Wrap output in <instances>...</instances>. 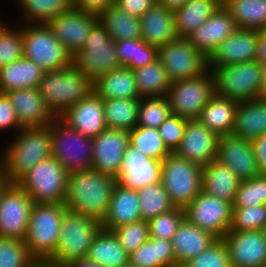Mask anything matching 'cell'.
I'll list each match as a JSON object with an SVG mask.
<instances>
[{"label":"cell","instance_id":"1","mask_svg":"<svg viewBox=\"0 0 266 267\" xmlns=\"http://www.w3.org/2000/svg\"><path fill=\"white\" fill-rule=\"evenodd\" d=\"M115 178L95 169L68 174L65 206L103 222L110 204Z\"/></svg>","mask_w":266,"mask_h":267},{"label":"cell","instance_id":"2","mask_svg":"<svg viewBox=\"0 0 266 267\" xmlns=\"http://www.w3.org/2000/svg\"><path fill=\"white\" fill-rule=\"evenodd\" d=\"M14 137L0 155V166L12 183L36 164L52 156L50 124L45 127L22 128Z\"/></svg>","mask_w":266,"mask_h":267},{"label":"cell","instance_id":"3","mask_svg":"<svg viewBox=\"0 0 266 267\" xmlns=\"http://www.w3.org/2000/svg\"><path fill=\"white\" fill-rule=\"evenodd\" d=\"M102 228V222L67 208L63 214L57 246L45 263L63 267L86 258L92 242Z\"/></svg>","mask_w":266,"mask_h":267},{"label":"cell","instance_id":"4","mask_svg":"<svg viewBox=\"0 0 266 267\" xmlns=\"http://www.w3.org/2000/svg\"><path fill=\"white\" fill-rule=\"evenodd\" d=\"M38 91L51 112L59 117L93 92V82L72 64L64 69L44 72Z\"/></svg>","mask_w":266,"mask_h":267},{"label":"cell","instance_id":"5","mask_svg":"<svg viewBox=\"0 0 266 267\" xmlns=\"http://www.w3.org/2000/svg\"><path fill=\"white\" fill-rule=\"evenodd\" d=\"M65 204L34 203L24 239L30 255L37 262H46L57 246Z\"/></svg>","mask_w":266,"mask_h":267},{"label":"cell","instance_id":"6","mask_svg":"<svg viewBox=\"0 0 266 267\" xmlns=\"http://www.w3.org/2000/svg\"><path fill=\"white\" fill-rule=\"evenodd\" d=\"M68 172L51 156L23 174L15 183L36 204H64Z\"/></svg>","mask_w":266,"mask_h":267},{"label":"cell","instance_id":"7","mask_svg":"<svg viewBox=\"0 0 266 267\" xmlns=\"http://www.w3.org/2000/svg\"><path fill=\"white\" fill-rule=\"evenodd\" d=\"M208 68L215 94L238 102L262 97V65L256 60Z\"/></svg>","mask_w":266,"mask_h":267},{"label":"cell","instance_id":"8","mask_svg":"<svg viewBox=\"0 0 266 267\" xmlns=\"http://www.w3.org/2000/svg\"><path fill=\"white\" fill-rule=\"evenodd\" d=\"M23 56L45 72L69 67L73 56L54 36L48 24H22Z\"/></svg>","mask_w":266,"mask_h":267},{"label":"cell","instance_id":"9","mask_svg":"<svg viewBox=\"0 0 266 267\" xmlns=\"http://www.w3.org/2000/svg\"><path fill=\"white\" fill-rule=\"evenodd\" d=\"M202 168L175 153L162 160L160 182L175 207L184 209L202 191Z\"/></svg>","mask_w":266,"mask_h":267},{"label":"cell","instance_id":"10","mask_svg":"<svg viewBox=\"0 0 266 267\" xmlns=\"http://www.w3.org/2000/svg\"><path fill=\"white\" fill-rule=\"evenodd\" d=\"M73 65L93 83L99 77L121 67L116 54V41L100 21L92 27L84 46L74 54Z\"/></svg>","mask_w":266,"mask_h":267},{"label":"cell","instance_id":"11","mask_svg":"<svg viewBox=\"0 0 266 267\" xmlns=\"http://www.w3.org/2000/svg\"><path fill=\"white\" fill-rule=\"evenodd\" d=\"M52 156L68 174L92 168V138L69 128L58 117L50 123Z\"/></svg>","mask_w":266,"mask_h":267},{"label":"cell","instance_id":"12","mask_svg":"<svg viewBox=\"0 0 266 267\" xmlns=\"http://www.w3.org/2000/svg\"><path fill=\"white\" fill-rule=\"evenodd\" d=\"M214 94V77L208 69L197 77L171 83L167 98L172 114L192 120L199 118Z\"/></svg>","mask_w":266,"mask_h":267},{"label":"cell","instance_id":"13","mask_svg":"<svg viewBox=\"0 0 266 267\" xmlns=\"http://www.w3.org/2000/svg\"><path fill=\"white\" fill-rule=\"evenodd\" d=\"M158 59L171 83L197 77L209 69L208 57L184 37H177L158 48Z\"/></svg>","mask_w":266,"mask_h":267},{"label":"cell","instance_id":"14","mask_svg":"<svg viewBox=\"0 0 266 267\" xmlns=\"http://www.w3.org/2000/svg\"><path fill=\"white\" fill-rule=\"evenodd\" d=\"M233 204L201 191L185 208V218L216 237L222 239L230 230Z\"/></svg>","mask_w":266,"mask_h":267},{"label":"cell","instance_id":"15","mask_svg":"<svg viewBox=\"0 0 266 267\" xmlns=\"http://www.w3.org/2000/svg\"><path fill=\"white\" fill-rule=\"evenodd\" d=\"M34 202L16 183H12L0 201V237L23 240Z\"/></svg>","mask_w":266,"mask_h":267},{"label":"cell","instance_id":"16","mask_svg":"<svg viewBox=\"0 0 266 267\" xmlns=\"http://www.w3.org/2000/svg\"><path fill=\"white\" fill-rule=\"evenodd\" d=\"M222 239L232 267H266L265 230H229Z\"/></svg>","mask_w":266,"mask_h":267},{"label":"cell","instance_id":"17","mask_svg":"<svg viewBox=\"0 0 266 267\" xmlns=\"http://www.w3.org/2000/svg\"><path fill=\"white\" fill-rule=\"evenodd\" d=\"M161 165V160L151 159L129 144L115 181L123 188L139 190L160 182Z\"/></svg>","mask_w":266,"mask_h":267},{"label":"cell","instance_id":"18","mask_svg":"<svg viewBox=\"0 0 266 267\" xmlns=\"http://www.w3.org/2000/svg\"><path fill=\"white\" fill-rule=\"evenodd\" d=\"M129 145V132L105 129L92 138V169L116 178L120 172L123 155Z\"/></svg>","mask_w":266,"mask_h":267},{"label":"cell","instance_id":"19","mask_svg":"<svg viewBox=\"0 0 266 267\" xmlns=\"http://www.w3.org/2000/svg\"><path fill=\"white\" fill-rule=\"evenodd\" d=\"M216 160L230 168L241 181L261 174L253 142L239 136L228 134L219 137Z\"/></svg>","mask_w":266,"mask_h":267},{"label":"cell","instance_id":"20","mask_svg":"<svg viewBox=\"0 0 266 267\" xmlns=\"http://www.w3.org/2000/svg\"><path fill=\"white\" fill-rule=\"evenodd\" d=\"M218 139L198 119L187 120L183 138L174 153L203 167L217 159Z\"/></svg>","mask_w":266,"mask_h":267},{"label":"cell","instance_id":"21","mask_svg":"<svg viewBox=\"0 0 266 267\" xmlns=\"http://www.w3.org/2000/svg\"><path fill=\"white\" fill-rule=\"evenodd\" d=\"M98 21L97 15L71 8L51 20L48 26L54 36L74 56L84 46L92 27Z\"/></svg>","mask_w":266,"mask_h":267},{"label":"cell","instance_id":"22","mask_svg":"<svg viewBox=\"0 0 266 267\" xmlns=\"http://www.w3.org/2000/svg\"><path fill=\"white\" fill-rule=\"evenodd\" d=\"M58 118L69 128L89 138H95L107 129L103 99L94 91L65 110Z\"/></svg>","mask_w":266,"mask_h":267},{"label":"cell","instance_id":"23","mask_svg":"<svg viewBox=\"0 0 266 267\" xmlns=\"http://www.w3.org/2000/svg\"><path fill=\"white\" fill-rule=\"evenodd\" d=\"M258 30L237 29L208 57V67L254 61Z\"/></svg>","mask_w":266,"mask_h":267},{"label":"cell","instance_id":"24","mask_svg":"<svg viewBox=\"0 0 266 267\" xmlns=\"http://www.w3.org/2000/svg\"><path fill=\"white\" fill-rule=\"evenodd\" d=\"M237 29L229 10L224 6H220L187 39L195 48L209 57Z\"/></svg>","mask_w":266,"mask_h":267},{"label":"cell","instance_id":"25","mask_svg":"<svg viewBox=\"0 0 266 267\" xmlns=\"http://www.w3.org/2000/svg\"><path fill=\"white\" fill-rule=\"evenodd\" d=\"M23 128L48 126L56 116L47 107L38 88H23L5 93Z\"/></svg>","mask_w":266,"mask_h":267},{"label":"cell","instance_id":"26","mask_svg":"<svg viewBox=\"0 0 266 267\" xmlns=\"http://www.w3.org/2000/svg\"><path fill=\"white\" fill-rule=\"evenodd\" d=\"M141 39L160 48L178 37L175 15L166 7L155 3L141 18Z\"/></svg>","mask_w":266,"mask_h":267},{"label":"cell","instance_id":"27","mask_svg":"<svg viewBox=\"0 0 266 267\" xmlns=\"http://www.w3.org/2000/svg\"><path fill=\"white\" fill-rule=\"evenodd\" d=\"M216 240V237L184 218L172 238L176 266H183L209 248Z\"/></svg>","mask_w":266,"mask_h":267},{"label":"cell","instance_id":"28","mask_svg":"<svg viewBox=\"0 0 266 267\" xmlns=\"http://www.w3.org/2000/svg\"><path fill=\"white\" fill-rule=\"evenodd\" d=\"M266 133V97L238 102L232 135L254 141Z\"/></svg>","mask_w":266,"mask_h":267},{"label":"cell","instance_id":"29","mask_svg":"<svg viewBox=\"0 0 266 267\" xmlns=\"http://www.w3.org/2000/svg\"><path fill=\"white\" fill-rule=\"evenodd\" d=\"M142 220L139 211L137 190L123 188L115 184L103 228L112 230L122 225Z\"/></svg>","mask_w":266,"mask_h":267},{"label":"cell","instance_id":"30","mask_svg":"<svg viewBox=\"0 0 266 267\" xmlns=\"http://www.w3.org/2000/svg\"><path fill=\"white\" fill-rule=\"evenodd\" d=\"M241 180L218 160L202 168V190L216 198L234 204Z\"/></svg>","mask_w":266,"mask_h":267},{"label":"cell","instance_id":"31","mask_svg":"<svg viewBox=\"0 0 266 267\" xmlns=\"http://www.w3.org/2000/svg\"><path fill=\"white\" fill-rule=\"evenodd\" d=\"M44 72L24 56L12 61L0 68V93L23 88H38Z\"/></svg>","mask_w":266,"mask_h":267},{"label":"cell","instance_id":"32","mask_svg":"<svg viewBox=\"0 0 266 267\" xmlns=\"http://www.w3.org/2000/svg\"><path fill=\"white\" fill-rule=\"evenodd\" d=\"M93 91L102 99L140 98L133 70L125 66L99 77Z\"/></svg>","mask_w":266,"mask_h":267},{"label":"cell","instance_id":"33","mask_svg":"<svg viewBox=\"0 0 266 267\" xmlns=\"http://www.w3.org/2000/svg\"><path fill=\"white\" fill-rule=\"evenodd\" d=\"M238 101L214 94L203 107L198 120L217 136L232 133Z\"/></svg>","mask_w":266,"mask_h":267},{"label":"cell","instance_id":"34","mask_svg":"<svg viewBox=\"0 0 266 267\" xmlns=\"http://www.w3.org/2000/svg\"><path fill=\"white\" fill-rule=\"evenodd\" d=\"M87 258L102 267H122L129 262V254L121 246L114 232L104 228L92 242Z\"/></svg>","mask_w":266,"mask_h":267},{"label":"cell","instance_id":"35","mask_svg":"<svg viewBox=\"0 0 266 267\" xmlns=\"http://www.w3.org/2000/svg\"><path fill=\"white\" fill-rule=\"evenodd\" d=\"M217 0H189L174 11L178 37L187 38L219 8Z\"/></svg>","mask_w":266,"mask_h":267},{"label":"cell","instance_id":"36","mask_svg":"<svg viewBox=\"0 0 266 267\" xmlns=\"http://www.w3.org/2000/svg\"><path fill=\"white\" fill-rule=\"evenodd\" d=\"M129 261L139 267H176L172 240L149 237L129 254Z\"/></svg>","mask_w":266,"mask_h":267},{"label":"cell","instance_id":"37","mask_svg":"<svg viewBox=\"0 0 266 267\" xmlns=\"http://www.w3.org/2000/svg\"><path fill=\"white\" fill-rule=\"evenodd\" d=\"M139 99H103L107 128L128 132L133 130L138 122Z\"/></svg>","mask_w":266,"mask_h":267},{"label":"cell","instance_id":"38","mask_svg":"<svg viewBox=\"0 0 266 267\" xmlns=\"http://www.w3.org/2000/svg\"><path fill=\"white\" fill-rule=\"evenodd\" d=\"M99 21L115 41L141 39L140 18L128 14L116 5L104 10L99 15Z\"/></svg>","mask_w":266,"mask_h":267},{"label":"cell","instance_id":"39","mask_svg":"<svg viewBox=\"0 0 266 267\" xmlns=\"http://www.w3.org/2000/svg\"><path fill=\"white\" fill-rule=\"evenodd\" d=\"M133 73L140 98L167 96L171 81L159 59L133 70Z\"/></svg>","mask_w":266,"mask_h":267},{"label":"cell","instance_id":"40","mask_svg":"<svg viewBox=\"0 0 266 267\" xmlns=\"http://www.w3.org/2000/svg\"><path fill=\"white\" fill-rule=\"evenodd\" d=\"M24 24H48L72 8V0H17Z\"/></svg>","mask_w":266,"mask_h":267},{"label":"cell","instance_id":"41","mask_svg":"<svg viewBox=\"0 0 266 267\" xmlns=\"http://www.w3.org/2000/svg\"><path fill=\"white\" fill-rule=\"evenodd\" d=\"M226 8L239 29L261 31L266 25V0H235Z\"/></svg>","mask_w":266,"mask_h":267},{"label":"cell","instance_id":"42","mask_svg":"<svg viewBox=\"0 0 266 267\" xmlns=\"http://www.w3.org/2000/svg\"><path fill=\"white\" fill-rule=\"evenodd\" d=\"M116 54L121 66L135 70L157 60L158 48L142 39H126L116 41Z\"/></svg>","mask_w":266,"mask_h":267},{"label":"cell","instance_id":"43","mask_svg":"<svg viewBox=\"0 0 266 267\" xmlns=\"http://www.w3.org/2000/svg\"><path fill=\"white\" fill-rule=\"evenodd\" d=\"M139 211L143 221H149L175 208L161 182L137 190Z\"/></svg>","mask_w":266,"mask_h":267},{"label":"cell","instance_id":"44","mask_svg":"<svg viewBox=\"0 0 266 267\" xmlns=\"http://www.w3.org/2000/svg\"><path fill=\"white\" fill-rule=\"evenodd\" d=\"M129 144L151 159L162 161L171 153L164 145L158 128L136 126L129 131Z\"/></svg>","mask_w":266,"mask_h":267},{"label":"cell","instance_id":"45","mask_svg":"<svg viewBox=\"0 0 266 267\" xmlns=\"http://www.w3.org/2000/svg\"><path fill=\"white\" fill-rule=\"evenodd\" d=\"M170 114L167 96L140 98L137 126L159 128Z\"/></svg>","mask_w":266,"mask_h":267},{"label":"cell","instance_id":"46","mask_svg":"<svg viewBox=\"0 0 266 267\" xmlns=\"http://www.w3.org/2000/svg\"><path fill=\"white\" fill-rule=\"evenodd\" d=\"M266 205V173L240 182L233 208Z\"/></svg>","mask_w":266,"mask_h":267},{"label":"cell","instance_id":"47","mask_svg":"<svg viewBox=\"0 0 266 267\" xmlns=\"http://www.w3.org/2000/svg\"><path fill=\"white\" fill-rule=\"evenodd\" d=\"M21 57H23L22 24L17 25V28L10 27L0 19V68Z\"/></svg>","mask_w":266,"mask_h":267},{"label":"cell","instance_id":"48","mask_svg":"<svg viewBox=\"0 0 266 267\" xmlns=\"http://www.w3.org/2000/svg\"><path fill=\"white\" fill-rule=\"evenodd\" d=\"M37 263L23 240L0 237V267H34Z\"/></svg>","mask_w":266,"mask_h":267},{"label":"cell","instance_id":"49","mask_svg":"<svg viewBox=\"0 0 266 267\" xmlns=\"http://www.w3.org/2000/svg\"><path fill=\"white\" fill-rule=\"evenodd\" d=\"M266 205L250 206L246 208H233L230 230L248 231L265 230Z\"/></svg>","mask_w":266,"mask_h":267},{"label":"cell","instance_id":"50","mask_svg":"<svg viewBox=\"0 0 266 267\" xmlns=\"http://www.w3.org/2000/svg\"><path fill=\"white\" fill-rule=\"evenodd\" d=\"M124 250L131 254L150 237L148 222L139 220L112 229Z\"/></svg>","mask_w":266,"mask_h":267},{"label":"cell","instance_id":"51","mask_svg":"<svg viewBox=\"0 0 266 267\" xmlns=\"http://www.w3.org/2000/svg\"><path fill=\"white\" fill-rule=\"evenodd\" d=\"M185 218L184 209L175 207L148 221L149 235L152 238L172 240L179 224Z\"/></svg>","mask_w":266,"mask_h":267},{"label":"cell","instance_id":"52","mask_svg":"<svg viewBox=\"0 0 266 267\" xmlns=\"http://www.w3.org/2000/svg\"><path fill=\"white\" fill-rule=\"evenodd\" d=\"M183 267H232L228 248L223 239H217L201 254L193 257Z\"/></svg>","mask_w":266,"mask_h":267},{"label":"cell","instance_id":"53","mask_svg":"<svg viewBox=\"0 0 266 267\" xmlns=\"http://www.w3.org/2000/svg\"><path fill=\"white\" fill-rule=\"evenodd\" d=\"M187 120L171 113L158 128L164 145L171 153H174L181 143Z\"/></svg>","mask_w":266,"mask_h":267},{"label":"cell","instance_id":"54","mask_svg":"<svg viewBox=\"0 0 266 267\" xmlns=\"http://www.w3.org/2000/svg\"><path fill=\"white\" fill-rule=\"evenodd\" d=\"M22 128L9 97L5 93H0V132L13 129L16 134Z\"/></svg>","mask_w":266,"mask_h":267},{"label":"cell","instance_id":"55","mask_svg":"<svg viewBox=\"0 0 266 267\" xmlns=\"http://www.w3.org/2000/svg\"><path fill=\"white\" fill-rule=\"evenodd\" d=\"M116 0H72V8L99 16L115 5Z\"/></svg>","mask_w":266,"mask_h":267},{"label":"cell","instance_id":"56","mask_svg":"<svg viewBox=\"0 0 266 267\" xmlns=\"http://www.w3.org/2000/svg\"><path fill=\"white\" fill-rule=\"evenodd\" d=\"M153 0H116L115 5L128 14L141 18L153 5Z\"/></svg>","mask_w":266,"mask_h":267},{"label":"cell","instance_id":"57","mask_svg":"<svg viewBox=\"0 0 266 267\" xmlns=\"http://www.w3.org/2000/svg\"><path fill=\"white\" fill-rule=\"evenodd\" d=\"M256 162L261 173H266V133L253 141Z\"/></svg>","mask_w":266,"mask_h":267},{"label":"cell","instance_id":"58","mask_svg":"<svg viewBox=\"0 0 266 267\" xmlns=\"http://www.w3.org/2000/svg\"><path fill=\"white\" fill-rule=\"evenodd\" d=\"M255 60L261 65L266 64V31H258L257 52Z\"/></svg>","mask_w":266,"mask_h":267},{"label":"cell","instance_id":"59","mask_svg":"<svg viewBox=\"0 0 266 267\" xmlns=\"http://www.w3.org/2000/svg\"><path fill=\"white\" fill-rule=\"evenodd\" d=\"M188 1L189 0H159L157 3L174 12L184 4H186Z\"/></svg>","mask_w":266,"mask_h":267},{"label":"cell","instance_id":"60","mask_svg":"<svg viewBox=\"0 0 266 267\" xmlns=\"http://www.w3.org/2000/svg\"><path fill=\"white\" fill-rule=\"evenodd\" d=\"M63 267H102V266L94 261L89 260L86 257V258H82V259L73 261L71 263H68L67 265Z\"/></svg>","mask_w":266,"mask_h":267},{"label":"cell","instance_id":"61","mask_svg":"<svg viewBox=\"0 0 266 267\" xmlns=\"http://www.w3.org/2000/svg\"><path fill=\"white\" fill-rule=\"evenodd\" d=\"M11 184L12 182L9 181L8 178L4 175L3 169L0 166V201L3 194Z\"/></svg>","mask_w":266,"mask_h":267},{"label":"cell","instance_id":"62","mask_svg":"<svg viewBox=\"0 0 266 267\" xmlns=\"http://www.w3.org/2000/svg\"><path fill=\"white\" fill-rule=\"evenodd\" d=\"M262 97H266V64L262 65Z\"/></svg>","mask_w":266,"mask_h":267},{"label":"cell","instance_id":"63","mask_svg":"<svg viewBox=\"0 0 266 267\" xmlns=\"http://www.w3.org/2000/svg\"><path fill=\"white\" fill-rule=\"evenodd\" d=\"M232 1H235V0H217L219 6H224V7H226Z\"/></svg>","mask_w":266,"mask_h":267},{"label":"cell","instance_id":"64","mask_svg":"<svg viewBox=\"0 0 266 267\" xmlns=\"http://www.w3.org/2000/svg\"><path fill=\"white\" fill-rule=\"evenodd\" d=\"M34 267H55L53 265H48L44 262H38Z\"/></svg>","mask_w":266,"mask_h":267},{"label":"cell","instance_id":"65","mask_svg":"<svg viewBox=\"0 0 266 267\" xmlns=\"http://www.w3.org/2000/svg\"><path fill=\"white\" fill-rule=\"evenodd\" d=\"M122 267H139L138 265L132 264L130 261L127 262L125 265H123Z\"/></svg>","mask_w":266,"mask_h":267}]
</instances>
